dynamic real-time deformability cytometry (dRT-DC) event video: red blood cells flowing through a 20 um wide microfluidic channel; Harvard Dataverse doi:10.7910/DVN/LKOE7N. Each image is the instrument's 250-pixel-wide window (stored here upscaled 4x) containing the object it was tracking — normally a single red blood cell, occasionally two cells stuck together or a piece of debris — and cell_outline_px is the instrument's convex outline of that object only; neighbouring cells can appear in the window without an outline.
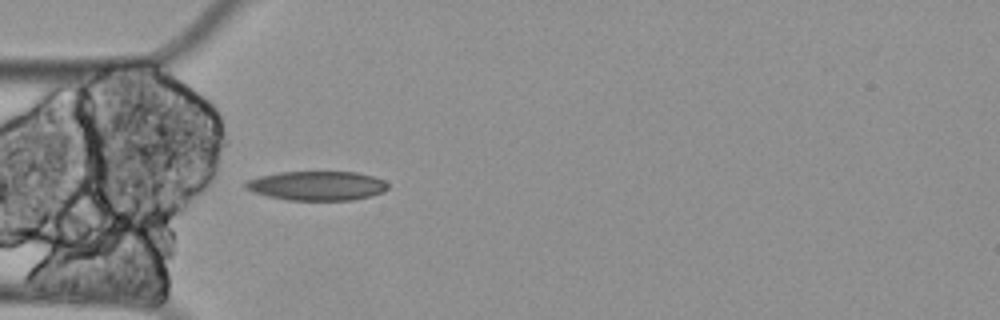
{"species": "Egyptian fruit bat (a non-hibernating species)", "species_latin": "Rousettus aegyptiacus", "temperature_condition": "cold", "stored_images_in_passage": 40, "segment_of_instrument_passage": [1, 2], "camera_frame_rate_fps": 3000, "um_per_image_px": 0.085, "animal": {"sex": "female"}, "frame": {"image": 1, "passage_image": 1, "time_ms": 0.0, "image_size_px": [1000, 320], "cell_outline_px": [[388, 188], [384, 192], [372, 196], [352, 200], [288, 200], [268, 196], [244, 188], [244, 180], [260, 176], [280, 172], [356, 172], [372, 176], [384, 180], [388, 184]], "centroid_in_image_um": [26.95, 15.79], "position_along_channel_um": 58.1, "area_um2": 24.33}}